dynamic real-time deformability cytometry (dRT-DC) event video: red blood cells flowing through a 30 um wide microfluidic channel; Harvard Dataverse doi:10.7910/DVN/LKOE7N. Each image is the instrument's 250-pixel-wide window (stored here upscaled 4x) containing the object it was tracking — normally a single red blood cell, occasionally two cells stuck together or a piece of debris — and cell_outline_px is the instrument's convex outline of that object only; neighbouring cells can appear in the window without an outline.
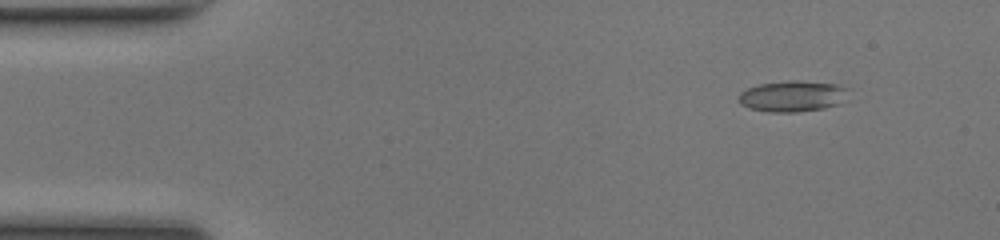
{"species": "common noctule bat (a hibernating species)", "species_latin": "Nyctalus noctula", "temperature_condition": "room temperature", "stored_images_in_passage": 45, "camera_frame_rate_fps": 3000, "um_per_image_px": 0.085, "animal": {"sex": "female", "body_mass_g": 17.0, "forearm_length_mm": 48.0}, "frame": {"image": 1, "passage_image": 1, "time_ms": 0.0, "image_size_px": [1000, 240], "cell_outline_px": [[848, 88], [840, 104], [824, 108], [796, 112], [768, 112], [748, 108], [740, 104], [740, 92], [748, 88], [760, 84], [788, 80], [800, 80], [836, 84]], "centroid_in_image_um": [67.34, 8.17], "position_along_channel_um": 17.7, "area_um2": 19.77}}
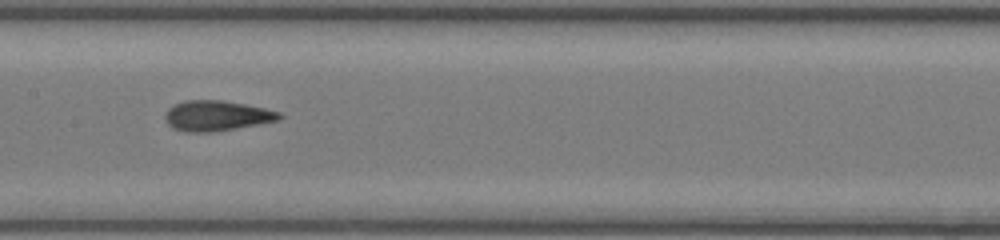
{"frame": {"image": 2, "passage_image": 20, "time_ms": 6.333, "image_size_px": [1000, 240], "cell_outline_px": [[284, 116], [280, 120], [236, 128], [212, 132], [184, 132], [172, 128], [168, 124], [164, 116], [168, 108], [184, 100], [220, 100], [244, 104], [264, 108], [280, 112]], "centroid_in_image_um": [18.41, 9.84], "position_along_channel_um": 189.0, "area_um2": 20.17}}
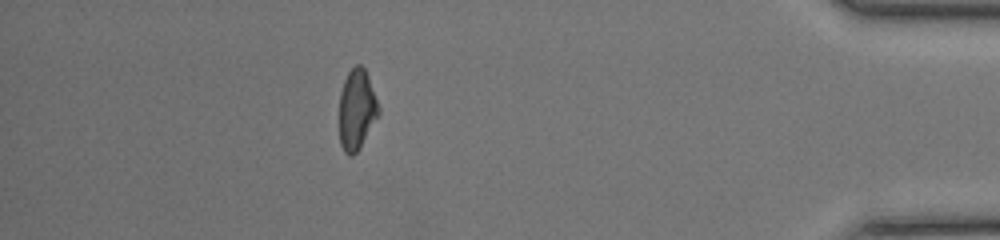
{"frame": {"image": 3, "passage_image": 39, "time_ms": 12.667, "image_size_px": [1000, 240], "cell_outline_px": [[380, 112], [360, 148], [352, 156], [348, 156], [344, 152], [340, 144], [340, 92], [344, 80], [348, 72], [356, 64], [360, 64], [364, 68], [368, 76], [380, 108]], "centroid_in_image_um": [30.32, 9.32], "position_along_channel_um": 404.9, "area_um2": 18.38}, "authors_computed_cell_mechanics": {"area_um2": 19.3052, "velocity_mm_per_s": 4.2576, "shape_relaxation_time_tau1_ms": null, "shape_relaxation_time_tau2_ms": 1.3505, "deformation_change_tau1": null, "deformation_change_tau2": 0.0684}}